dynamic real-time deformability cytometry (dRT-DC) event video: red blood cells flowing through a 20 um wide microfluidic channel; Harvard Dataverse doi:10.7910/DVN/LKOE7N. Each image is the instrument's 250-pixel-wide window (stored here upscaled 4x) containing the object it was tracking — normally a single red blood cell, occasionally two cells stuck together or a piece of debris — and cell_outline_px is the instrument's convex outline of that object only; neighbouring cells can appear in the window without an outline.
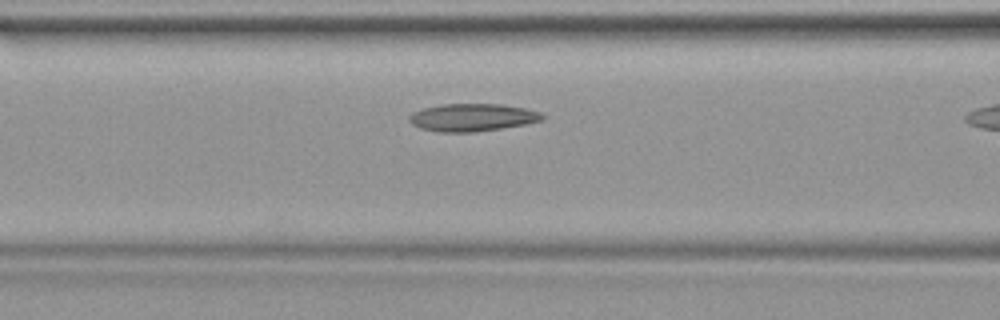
{"species": "common noctule bat (a hibernating species)", "species_latin": "Nyctalus noctula", "temperature_condition": "warm", "stored_images_in_passage": 8, "camera_frame_rate_fps": 3000, "um_per_image_px": 0.085, "animal": {"sex": "female", "body_mass_g": 19.9}, "frame": {"image": 1, "passage_image": 7, "time_ms": 2.0, "image_size_px": [1000, 320], "cell_outline_px": [[544, 120], [524, 124], [500, 128], [472, 132], [440, 132], [420, 128], [412, 124], [408, 120], [408, 116], [412, 112], [424, 108], [444, 104], [504, 104], [524, 108], [540, 112], [544, 116]], "centroid_in_image_um": [40.13, 9.98], "position_along_channel_um": 126.5, "area_um2": 21.33}}